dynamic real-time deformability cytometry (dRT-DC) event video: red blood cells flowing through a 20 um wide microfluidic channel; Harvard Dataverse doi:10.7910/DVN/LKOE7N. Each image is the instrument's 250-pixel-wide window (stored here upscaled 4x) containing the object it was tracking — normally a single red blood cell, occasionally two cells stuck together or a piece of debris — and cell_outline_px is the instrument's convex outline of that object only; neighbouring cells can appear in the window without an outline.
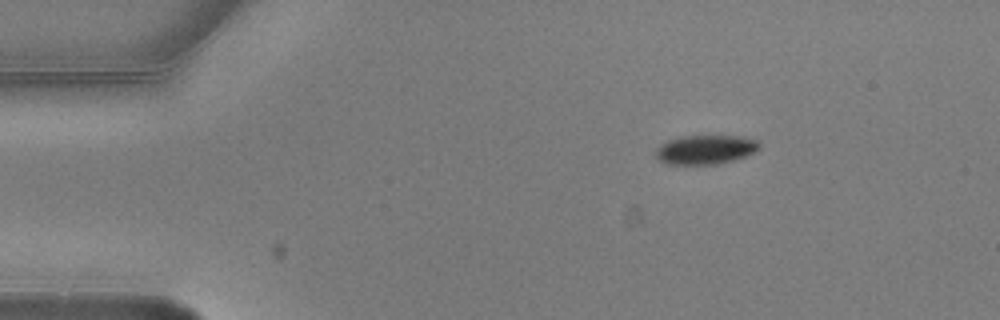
{"species": "common noctule bat (a hibernating species)", "species_latin": "Nyctalus noctula", "temperature_condition": "warm", "stored_images_in_passage": 2, "camera_frame_rate_fps": 3000, "um_per_image_px": 0.085, "animal": {"sex": "male", "body_mass_g": 20.5, "forearm_length_mm": 52.5}, "frame": {"image": 1, "passage_image": 1, "time_ms": 0.0, "image_size_px": [1000, 320], "cell_outline_px": [[760, 148], [744, 156], [732, 160], [716, 164], [664, 164], [656, 156], [656, 148], [660, 144], [668, 140], [680, 136], [744, 136], [756, 140], [760, 144]], "centroid_in_image_um": [59.93, 12.7], "position_along_channel_um": 25.1, "area_um2": 17.51}}